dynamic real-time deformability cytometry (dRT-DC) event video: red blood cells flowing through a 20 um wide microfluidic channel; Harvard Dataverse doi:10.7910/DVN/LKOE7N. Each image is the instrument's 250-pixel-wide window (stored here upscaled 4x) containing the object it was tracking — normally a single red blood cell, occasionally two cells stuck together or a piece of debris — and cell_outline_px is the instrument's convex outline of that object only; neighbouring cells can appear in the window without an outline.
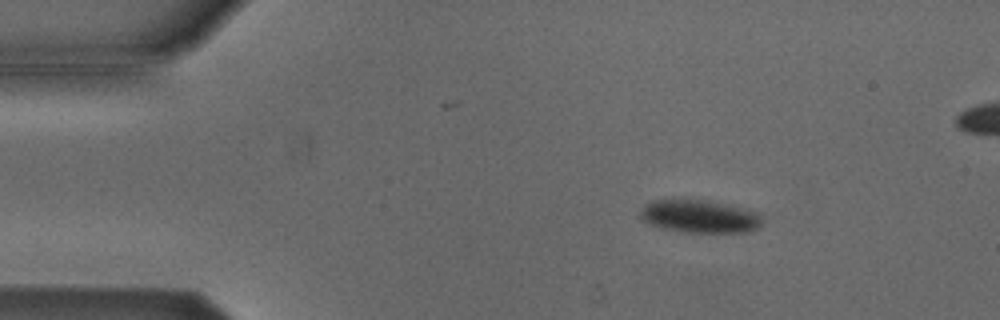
{"species": "Egyptian fruit bat (a non-hibernating species)", "species_latin": "Rousettus aegyptiacus", "temperature_condition": "cold", "stored_images_in_passage": 51, "camera_frame_rate_fps": 3000, "um_per_image_px": 0.085, "animal": {"sex": "male"}, "frame": {"image": 1, "passage_image": 8, "time_ms": 2.333, "image_size_px": [1000, 320], "cell_outline_px": [[760, 228], [752, 232], [684, 232], [660, 228], [644, 220], [640, 216], [640, 212], [644, 204], [652, 200], [708, 200], [752, 212], [760, 216]], "centroid_in_image_um": [59.41, 18.41], "position_along_channel_um": 25.6, "area_um2": 22.89}}
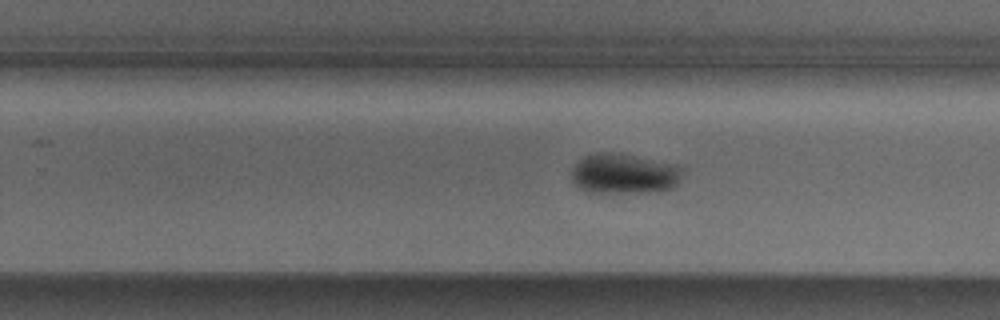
{"frame": {"image": 2, "passage_image": 33, "time_ms": 10.667, "image_size_px": [1000, 320], "cell_outline_px": [[684, 168], [680, 180], [672, 188], [656, 192], [592, 192], [580, 188], [572, 180], [572, 168], [584, 156], [596, 152], [620, 152], [680, 164]], "centroid_in_image_um": [53.12, 14.73], "position_along_channel_um": 276.7, "area_um2": 26.47}}
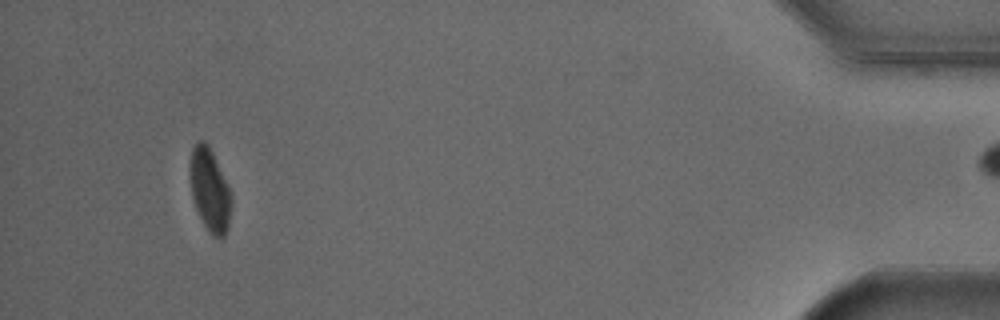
{"frame": {"image": 3, "passage_image": 50, "time_ms": 16.333, "image_size_px": [1000, 320], "cell_outline_px": [[232, 204], [228, 228], [224, 236], [220, 240], [212, 236], [208, 232], [196, 208], [192, 196], [188, 176], [188, 164], [192, 148], [200, 140], [204, 140], [208, 144], [228, 184], [232, 196]], "centroid_in_image_um": [17.82, 16.16], "position_along_channel_um": 417.4, "area_um2": 20.46}}